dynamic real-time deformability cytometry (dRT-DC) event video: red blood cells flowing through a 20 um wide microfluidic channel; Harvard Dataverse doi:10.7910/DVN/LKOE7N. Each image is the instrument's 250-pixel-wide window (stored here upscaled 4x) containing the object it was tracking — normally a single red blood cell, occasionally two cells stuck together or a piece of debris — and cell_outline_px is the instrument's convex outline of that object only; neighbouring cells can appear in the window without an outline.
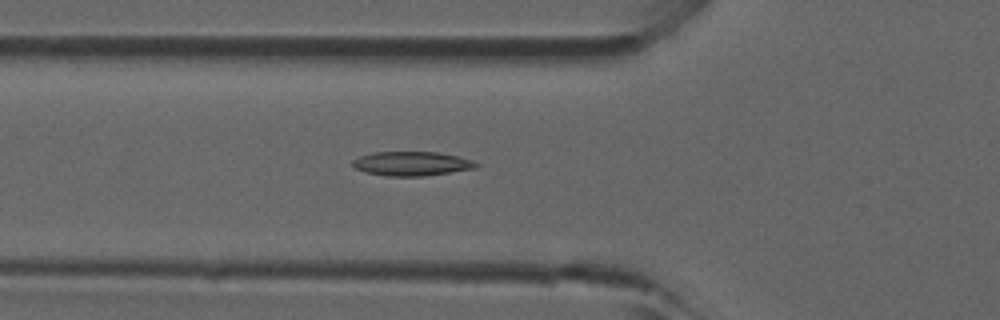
{"species": "common noctule bat (a hibernating species)", "species_latin": "Nyctalus noctula", "temperature_condition": "room temperature", "stored_images_in_passage": 38, "camera_frame_rate_fps": 3000, "um_per_image_px": 0.085, "animal": {"sex": "male", "forearm_length_mm": 52.5}, "frame": {"image": 1, "passage_image": 9, "time_ms": 2.667, "image_size_px": [1000, 320], "cell_outline_px": [[480, 164], [476, 168], [424, 176], [388, 176], [364, 172], [356, 168], [352, 164], [352, 160], [360, 156], [372, 152], [436, 152], [456, 156], [472, 160]], "centroid_in_image_um": [34.98, 13.91], "position_along_channel_um": 90.8, "area_um2": 17.34}}
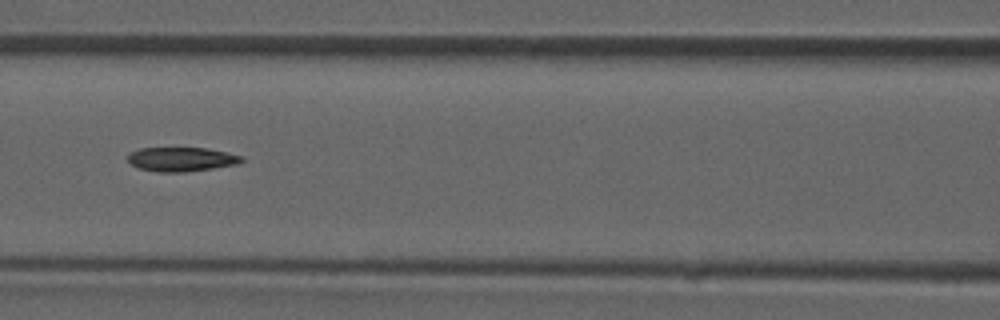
{"frame": {"image": 2, "passage_image": 13, "time_ms": 4.0, "image_size_px": [1000, 320], "cell_outline_px": [[244, 160], [240, 164], [184, 172], [160, 172], [140, 168], [132, 164], [128, 160], [128, 152], [140, 148], [208, 148], [244, 156]], "centroid_in_image_um": [15.46, 13.53], "position_along_channel_um": 151.1, "area_um2": 16.07}}
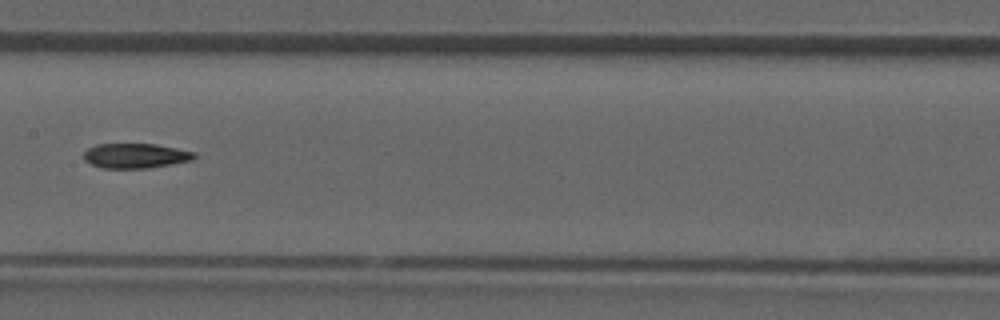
{"frame": {"image": 3, "passage_image": 16, "time_ms": 5.0, "image_size_px": [1000, 320], "cell_outline_px": [[196, 156], [192, 160], [172, 164], [148, 168], [104, 168], [92, 164], [84, 160], [84, 152], [88, 148], [96, 144], [156, 144], [196, 152]], "centroid_in_image_um": [11.53, 13.23], "position_along_channel_um": 195.9, "area_um2": 15.95}}